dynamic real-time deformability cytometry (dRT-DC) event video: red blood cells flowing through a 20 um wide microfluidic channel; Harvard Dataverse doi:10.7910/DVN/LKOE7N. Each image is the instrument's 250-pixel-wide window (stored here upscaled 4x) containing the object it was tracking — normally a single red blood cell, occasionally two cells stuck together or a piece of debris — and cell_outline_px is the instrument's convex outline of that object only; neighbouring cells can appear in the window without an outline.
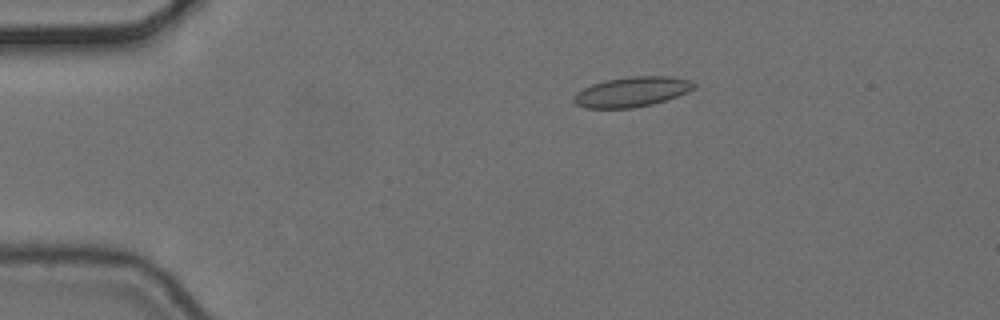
{"species": "common noctule bat (a hibernating species)", "species_latin": "Nyctalus noctula", "temperature_condition": "cold", "stored_images_in_passage": 6, "camera_frame_rate_fps": 3000, "um_per_image_px": 0.085, "animal": {"sex": "female", "body_mass_g": 24.6, "forearm_length_mm": 56.2}, "frame": {"image": 1, "passage_image": 3, "time_ms": 0.667, "image_size_px": [1000, 320], "cell_outline_px": [[696, 88], [688, 92], [652, 104], [632, 108], [588, 108], [576, 104], [572, 100], [572, 96], [576, 92], [592, 84], [604, 80], [628, 76], [672, 76], [692, 80], [696, 84]], "centroid_in_image_um": [53.71, 7.79], "position_along_channel_um": 31.3, "area_um2": 21.15}}
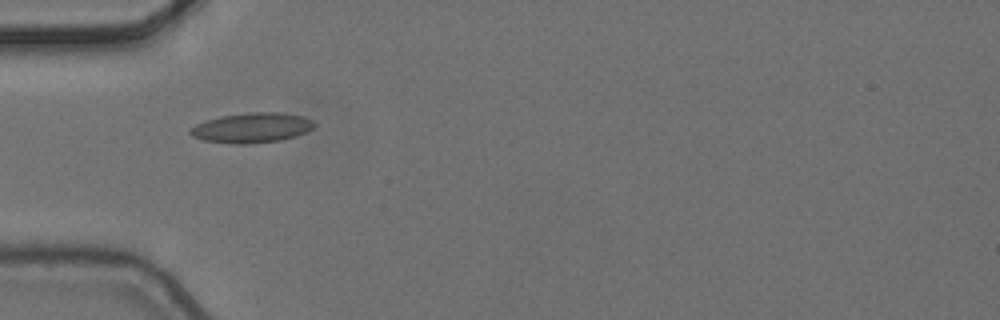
{"frame": {"image": 2, "passage_image": 5, "time_ms": 1.333, "image_size_px": [1000, 320], "cell_outline_px": [[316, 124], [308, 132], [296, 136], [280, 140], [248, 144], [236, 144], [204, 140], [192, 136], [188, 132], [196, 124], [204, 120], [220, 116], [248, 112], [284, 112], [304, 116], [312, 120]], "centroid_in_image_um": [21.43, 10.85], "position_along_channel_um": 63.6, "area_um2": 21.85}}
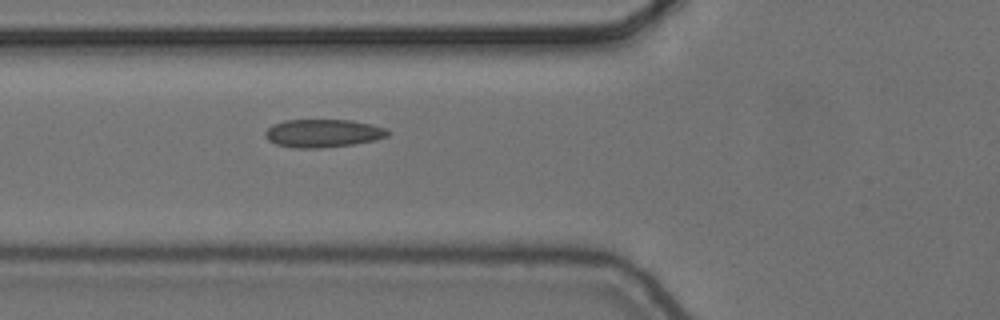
{"frame": {"image": 3, "passage_image": 6, "time_ms": 1.667, "image_size_px": [1000, 320], "cell_outline_px": [[392, 132], [388, 136], [376, 140], [352, 144], [320, 148], [292, 148], [276, 144], [268, 140], [264, 132], [272, 124], [284, 120], [352, 120], [372, 124], [384, 128]], "centroid_in_image_um": [27.46, 11.32], "position_along_channel_um": 98.3, "area_um2": 20.17}}